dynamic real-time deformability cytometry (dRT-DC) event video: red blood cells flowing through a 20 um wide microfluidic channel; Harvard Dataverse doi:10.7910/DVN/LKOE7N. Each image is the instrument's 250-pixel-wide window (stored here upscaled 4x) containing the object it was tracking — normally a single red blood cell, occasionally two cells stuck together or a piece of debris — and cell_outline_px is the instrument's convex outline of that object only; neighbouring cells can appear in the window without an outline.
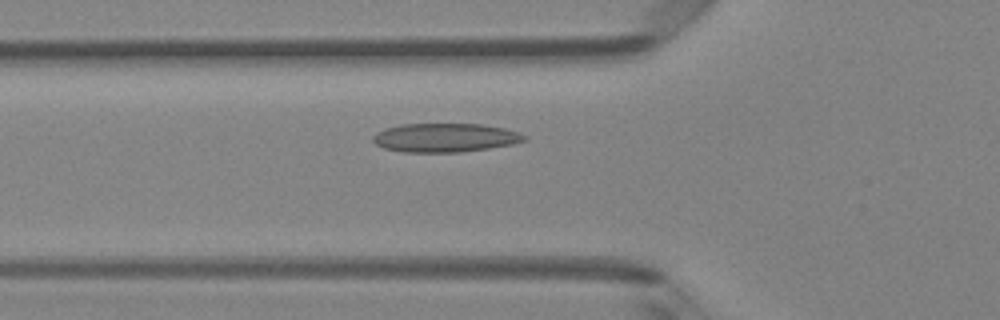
{"species": "Egyptian fruit bat (a non-hibernating species)", "species_latin": "Rousettus aegyptiacus", "temperature_condition": "room temperature", "stored_images_in_passage": 28, "camera_frame_rate_fps": 3000, "um_per_image_px": 0.085, "animal": {"sex": "female"}, "frame": {"image": 1, "passage_image": 2, "time_ms": 0.333, "image_size_px": [1000, 320], "cell_outline_px": [[528, 140], [512, 144], [488, 148], [460, 152], [404, 152], [384, 148], [376, 144], [372, 140], [372, 136], [376, 132], [384, 128], [400, 124], [480, 124], [504, 128], [520, 132], [528, 136]], "centroid_in_image_um": [37.83, 11.7], "position_along_channel_um": 88.0, "area_um2": 25.55}}
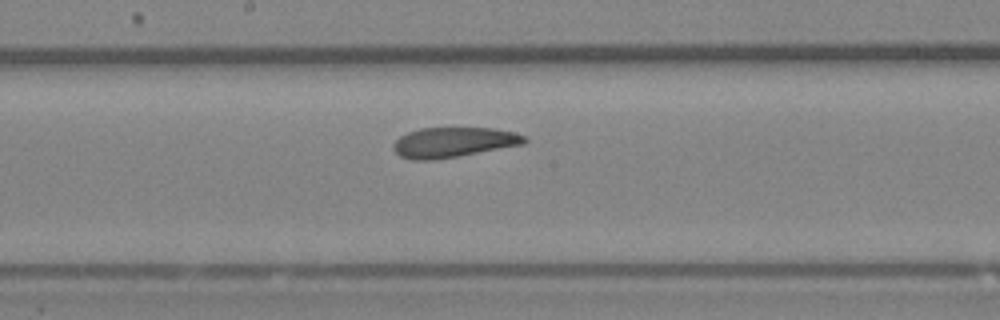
{"frame": {"image": 2, "passage_image": 11, "time_ms": 3.333, "image_size_px": [1000, 320], "cell_outline_px": [[528, 140], [524, 144], [456, 156], [432, 160], [412, 160], [400, 156], [392, 148], [392, 144], [400, 136], [408, 132], [420, 128], [496, 128], [528, 136]], "centroid_in_image_um": [38.54, 12.09], "position_along_channel_um": 209.7, "area_um2": 22.89}}
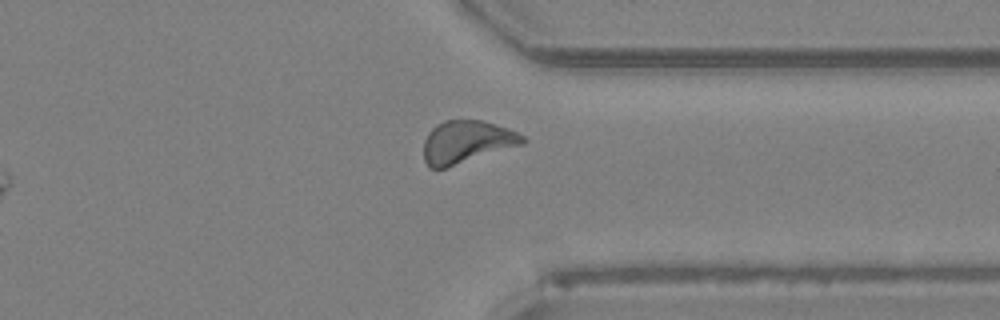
{"frame": {"image": 3, "passage_image": 23, "time_ms": 7.333, "image_size_px": [1000, 320], "cell_outline_px": [[528, 140], [524, 144], [444, 168], [428, 168], [424, 160], [424, 140], [428, 132], [436, 124], [444, 120], [484, 120], [508, 128], [524, 136]], "centroid_in_image_um": [39.66, 12.05], "position_along_channel_um": 371.7, "area_um2": 24.62}}